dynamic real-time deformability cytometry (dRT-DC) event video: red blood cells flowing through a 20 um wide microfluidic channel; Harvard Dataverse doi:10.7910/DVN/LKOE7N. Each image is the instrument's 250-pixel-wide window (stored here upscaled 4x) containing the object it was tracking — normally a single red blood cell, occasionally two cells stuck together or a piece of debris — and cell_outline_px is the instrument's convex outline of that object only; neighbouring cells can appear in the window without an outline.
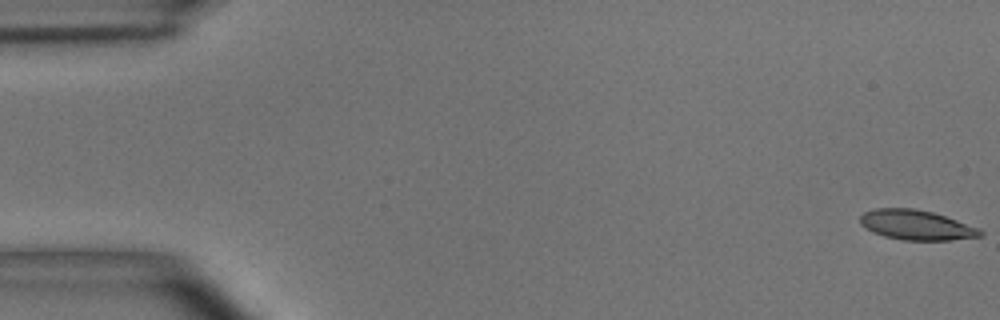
{"species": "common noctule bat (a hibernating species)", "species_latin": "Nyctalus noctula", "temperature_condition": "room temperature", "stored_images_in_passage": 55, "camera_frame_rate_fps": 3000, "um_per_image_px": 0.085, "animal": {"sex": "male", "body_mass_g": 15.6}, "frame": {"image": 1, "passage_image": 1, "time_ms": 0.0, "image_size_px": [1000, 320], "cell_outline_px": [[984, 236], [948, 240], [900, 240], [884, 236], [860, 224], [860, 216], [864, 212], [876, 208], [912, 208], [932, 212], [980, 228], [984, 232]], "centroid_in_image_um": [77.92, 19.13], "position_along_channel_um": 7.1, "area_um2": 20.75}}
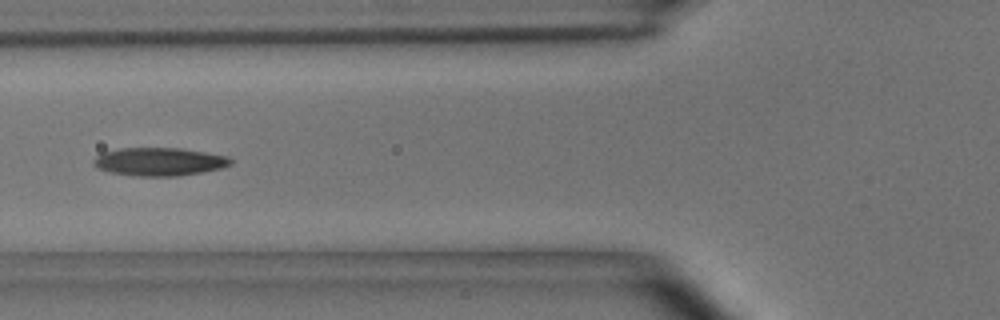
{"frame": {"image": 2, "passage_image": 21, "time_ms": 6.667, "image_size_px": [1000, 320], "cell_outline_px": [[232, 164], [220, 168], [180, 176], [132, 176], [108, 172], [96, 168], [92, 164], [92, 160], [96, 156], [104, 152], [120, 148], [180, 148], [228, 156], [232, 160]], "centroid_in_image_um": [13.48, 13.75], "position_along_channel_um": 112.3, "area_um2": 22.6}}
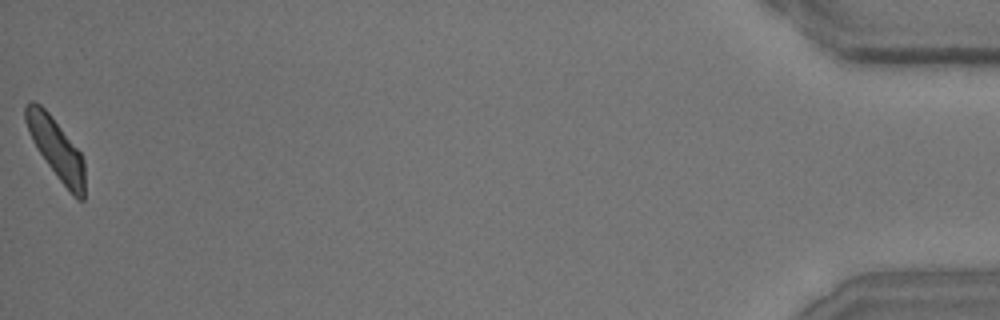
{"frame": {"image": 3, "passage_image": 55, "time_ms": 18.0, "image_size_px": [1000, 320], "cell_outline_px": [[84, 200], [76, 200], [72, 196], [56, 176], [36, 148], [28, 132], [24, 120], [24, 104], [32, 100], [40, 104], [48, 112], [80, 152], [84, 160]], "centroid_in_image_um": [4.75, 12.63], "position_along_channel_um": 430.5, "area_um2": 20.87}, "authors_computed_cell_mechanics": {"area_um2": 21.7328, "velocity_mm_per_s": 3.6492, "shape_relaxation_time_tau1_ms": 5.8215, "shape_relaxation_time_tau2_ms": 2.4521, "deformation_change_tau1": 0.1978, "deformation_change_tau2": 0.0956}}